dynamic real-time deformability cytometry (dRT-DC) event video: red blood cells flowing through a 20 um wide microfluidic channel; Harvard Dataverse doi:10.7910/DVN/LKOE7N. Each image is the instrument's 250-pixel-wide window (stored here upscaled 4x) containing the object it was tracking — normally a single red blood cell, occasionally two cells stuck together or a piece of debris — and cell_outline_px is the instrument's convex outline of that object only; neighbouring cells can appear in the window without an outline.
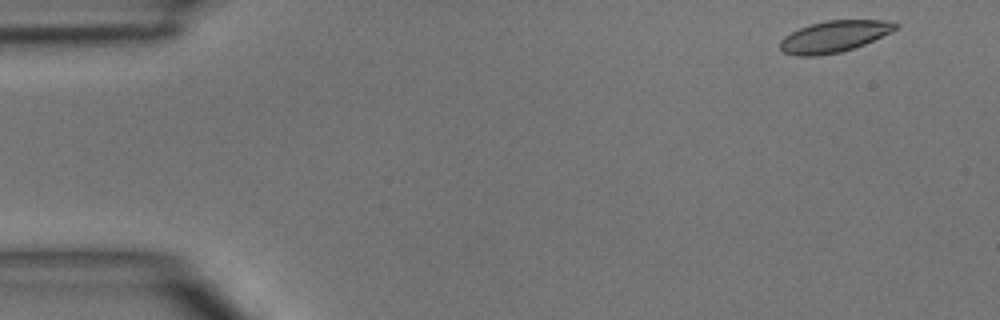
{"species": "common noctule bat (a hibernating species)", "species_latin": "Nyctalus noctula", "temperature_condition": "room temperature", "stored_images_in_passage": 4, "camera_frame_rate_fps": 3000, "um_per_image_px": 0.085, "animal": {"sex": "male", "body_mass_g": 15.6}, "frame": {"image": 1, "passage_image": 1, "time_ms": 0.0, "image_size_px": [1000, 320], "cell_outline_px": [[900, 24], [892, 32], [864, 44], [840, 52], [816, 56], [796, 56], [784, 52], [780, 48], [780, 40], [784, 36], [808, 24], [828, 20], [884, 20]], "centroid_in_image_um": [70.89, 3.1], "position_along_channel_um": 14.1, "area_um2": 21.1}}
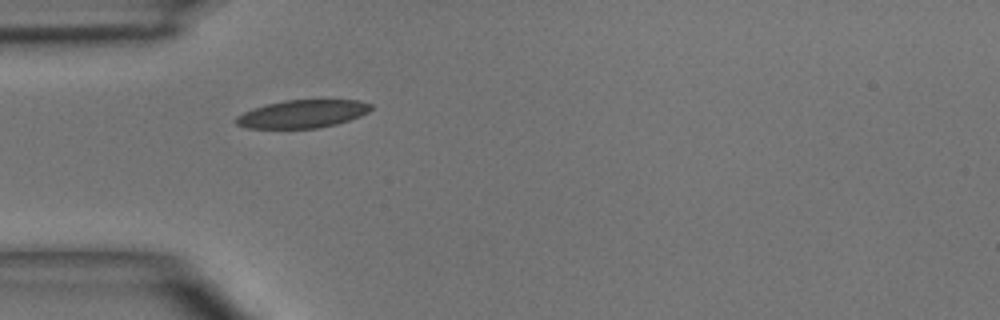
{"frame": {"image": 2, "passage_image": 4, "time_ms": 3.667, "image_size_px": [1000, 320], "cell_outline_px": [[372, 108], [368, 112], [360, 116], [336, 124], [316, 128], [248, 128], [236, 124], [236, 116], [252, 108], [284, 100], [360, 100], [372, 104]], "centroid_in_image_um": [25.72, 9.67], "position_along_channel_um": 59.3, "area_um2": 21.85}}